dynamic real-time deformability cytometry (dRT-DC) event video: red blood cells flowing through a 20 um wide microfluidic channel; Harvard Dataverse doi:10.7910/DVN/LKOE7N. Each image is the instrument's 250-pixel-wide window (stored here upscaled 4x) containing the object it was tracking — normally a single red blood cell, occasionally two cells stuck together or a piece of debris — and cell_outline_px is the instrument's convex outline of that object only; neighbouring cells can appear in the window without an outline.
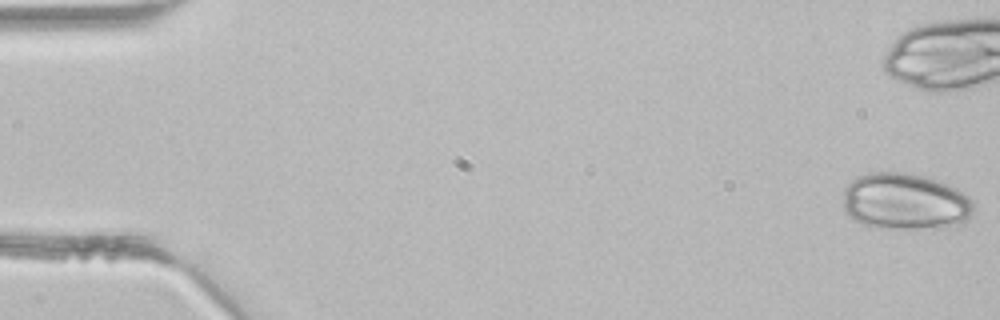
{"species": "common noctule bat (a hibernating species)", "species_latin": "Nyctalus noctula", "temperature_condition": "room temperature", "stored_images_in_passage": 5, "camera_frame_rate_fps": 3000, "um_per_image_px": 0.085, "animal": {"sex": "male", "body_mass_g": 21.5, "forearm_length_mm": 52.0}, "frame": {"image": 1, "passage_image": 1, "time_ms": 0.0, "image_size_px": [1000, 320], "cell_outline_px": [[972, 212], [968, 220], [964, 224], [956, 228], [876, 228], [864, 224], [856, 220], [844, 212], [844, 188], [856, 176], [872, 172], [900, 172], [924, 176], [936, 180], [956, 188], [968, 196], [972, 200]], "centroid_in_image_um": [76.96, 17.15], "position_along_channel_um": 8.0, "area_um2": 43.41}}